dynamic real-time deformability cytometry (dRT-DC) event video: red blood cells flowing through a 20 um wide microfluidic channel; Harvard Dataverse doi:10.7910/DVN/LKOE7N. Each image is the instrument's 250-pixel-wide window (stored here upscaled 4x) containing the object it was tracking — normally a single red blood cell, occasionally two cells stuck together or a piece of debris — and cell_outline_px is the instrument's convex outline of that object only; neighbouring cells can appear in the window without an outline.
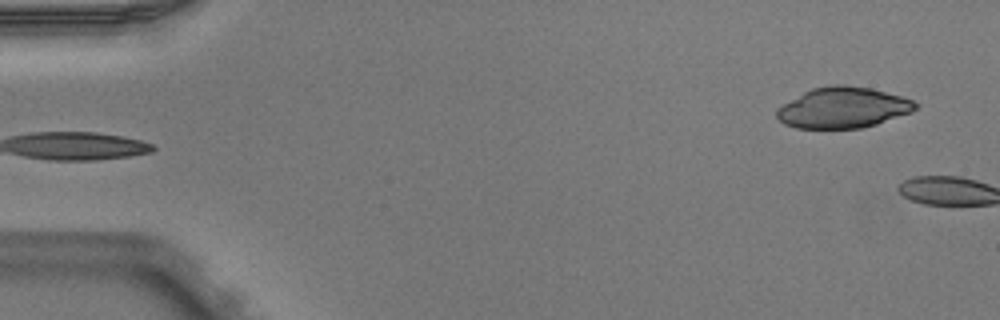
{"species": "Egyptian fruit bat (a non-hibernating species)", "species_latin": "Rousettus aegyptiacus", "temperature_condition": "warm", "stored_images_in_passage": 5, "segment_of_instrument_passage": [2, 2], "camera_frame_rate_fps": 3000, "um_per_image_px": 0.085, "animal": {"sex": "male"}, "frame": {"image": 1, "passage_image": 5, "time_ms": 1.333, "image_size_px": [1000, 320], "cell_outline_px": [[920, 104], [912, 112], [864, 128], [796, 128], [784, 124], [776, 116], [776, 108], [804, 92], [812, 88], [832, 84], [848, 84], [872, 88], [900, 96], [912, 100]], "centroid_in_image_um": [71.66, 9.14], "position_along_channel_um": 13.3, "area_um2": 33.12}}